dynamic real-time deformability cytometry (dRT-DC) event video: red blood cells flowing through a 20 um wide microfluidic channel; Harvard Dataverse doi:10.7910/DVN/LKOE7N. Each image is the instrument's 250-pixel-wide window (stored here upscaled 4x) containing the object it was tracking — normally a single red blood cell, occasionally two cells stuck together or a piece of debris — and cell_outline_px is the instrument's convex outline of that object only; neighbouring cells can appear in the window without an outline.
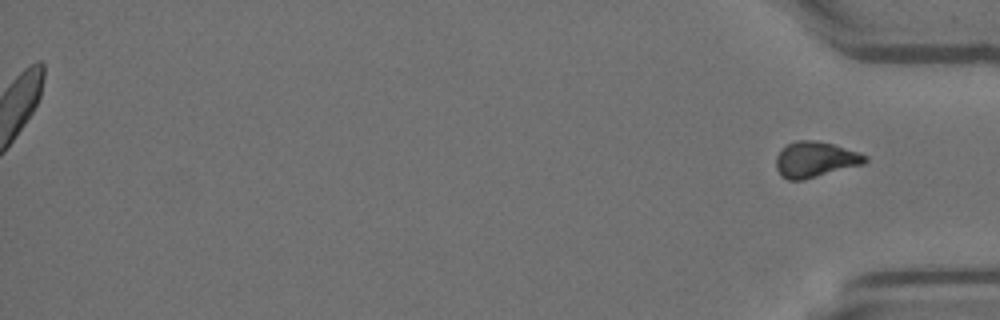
{"species": "Egyptian fruit bat (a non-hibernating species)", "species_latin": "Rousettus aegyptiacus", "temperature_condition": "room temperature", "stored_images_in_passage": 38, "segment_of_instrument_passage": [2, 2], "camera_frame_rate_fps": 3000, "um_per_image_px": 0.085, "animal": {"sex": "female"}, "frame": {"image": 1, "passage_image": 38, "time_ms": 12.333, "image_size_px": [1000, 320], "cell_outline_px": [[868, 160], [864, 164], [804, 180], [788, 180], [780, 176], [776, 168], [776, 156], [788, 144], [796, 140], [816, 140], [832, 144], [860, 152], [868, 156]], "centroid_in_image_um": [69.31, 13.57], "position_along_channel_um": 365.9, "area_um2": 18.61}}